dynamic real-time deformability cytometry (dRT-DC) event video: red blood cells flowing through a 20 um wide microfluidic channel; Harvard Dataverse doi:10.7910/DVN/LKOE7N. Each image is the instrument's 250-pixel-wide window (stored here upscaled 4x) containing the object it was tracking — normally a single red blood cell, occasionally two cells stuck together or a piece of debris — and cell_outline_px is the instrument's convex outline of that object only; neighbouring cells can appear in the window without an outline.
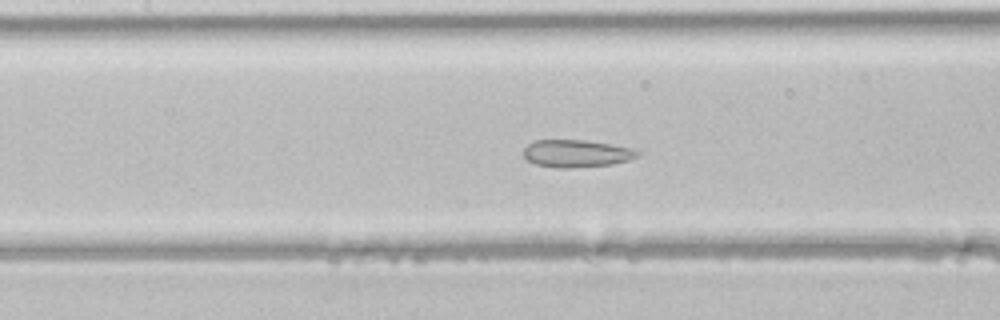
{"species": "common noctule bat (a hibernating species)", "species_latin": "Nyctalus noctula", "temperature_condition": "room temperature", "stored_images_in_passage": 45, "camera_frame_rate_fps": 3000, "um_per_image_px": 0.085, "animal": {"sex": "male", "body_mass_g": 21.5, "forearm_length_mm": 52.0}, "frame": {"image": 1, "passage_image": 20, "time_ms": 6.333, "image_size_px": [1000, 320], "cell_outline_px": [[640, 152], [636, 156], [628, 160], [612, 164], [572, 168], [556, 168], [536, 164], [528, 160], [524, 156], [524, 148], [532, 140], [584, 140], [608, 144], [628, 148]], "centroid_in_image_um": [48.93, 13.05], "position_along_channel_um": 158.5, "area_um2": 17.98}}
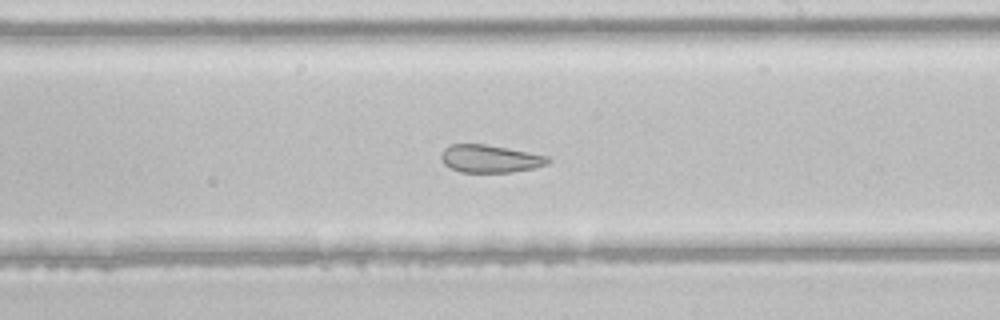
{"frame": {"image": 2, "passage_image": 26, "time_ms": 8.333, "image_size_px": [1000, 320], "cell_outline_px": [[552, 160], [548, 164], [536, 168], [508, 172], [460, 172], [444, 164], [440, 160], [440, 152], [448, 144], [484, 144], [508, 148], [548, 156]], "centroid_in_image_um": [41.63, 13.48], "position_along_channel_um": 247.4, "area_um2": 17.4}}
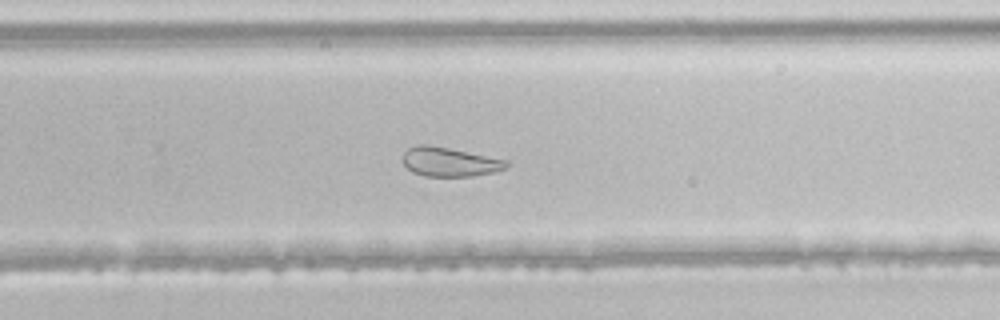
{"frame": {"image": 3, "passage_image": 29, "time_ms": 9.333, "image_size_px": [1000, 320], "cell_outline_px": [[508, 164], [504, 168], [492, 172], [472, 176], [424, 176], [412, 172], [400, 160], [404, 152], [408, 148], [416, 144], [428, 144], [508, 160]], "centroid_in_image_um": [38.14, 13.75], "position_along_channel_um": 291.7, "area_um2": 17.57}}